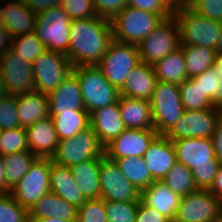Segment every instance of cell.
<instances>
[{
  "label": "cell",
  "instance_id": "cell-54",
  "mask_svg": "<svg viewBox=\"0 0 222 222\" xmlns=\"http://www.w3.org/2000/svg\"><path fill=\"white\" fill-rule=\"evenodd\" d=\"M216 75L222 76V54L217 53L215 57V65L211 67Z\"/></svg>",
  "mask_w": 222,
  "mask_h": 222
},
{
  "label": "cell",
  "instance_id": "cell-15",
  "mask_svg": "<svg viewBox=\"0 0 222 222\" xmlns=\"http://www.w3.org/2000/svg\"><path fill=\"white\" fill-rule=\"evenodd\" d=\"M100 198L113 201L141 200V191L122 175L118 164L106 155L100 157Z\"/></svg>",
  "mask_w": 222,
  "mask_h": 222
},
{
  "label": "cell",
  "instance_id": "cell-39",
  "mask_svg": "<svg viewBox=\"0 0 222 222\" xmlns=\"http://www.w3.org/2000/svg\"><path fill=\"white\" fill-rule=\"evenodd\" d=\"M212 104L222 108V76L216 75L212 68L193 77Z\"/></svg>",
  "mask_w": 222,
  "mask_h": 222
},
{
  "label": "cell",
  "instance_id": "cell-20",
  "mask_svg": "<svg viewBox=\"0 0 222 222\" xmlns=\"http://www.w3.org/2000/svg\"><path fill=\"white\" fill-rule=\"evenodd\" d=\"M25 129L29 151L40 158H51L59 143L52 118L49 116Z\"/></svg>",
  "mask_w": 222,
  "mask_h": 222
},
{
  "label": "cell",
  "instance_id": "cell-40",
  "mask_svg": "<svg viewBox=\"0 0 222 222\" xmlns=\"http://www.w3.org/2000/svg\"><path fill=\"white\" fill-rule=\"evenodd\" d=\"M139 201L105 200L108 222H135Z\"/></svg>",
  "mask_w": 222,
  "mask_h": 222
},
{
  "label": "cell",
  "instance_id": "cell-18",
  "mask_svg": "<svg viewBox=\"0 0 222 222\" xmlns=\"http://www.w3.org/2000/svg\"><path fill=\"white\" fill-rule=\"evenodd\" d=\"M143 159L153 180L161 181L177 162L173 142L165 135H158L149 145Z\"/></svg>",
  "mask_w": 222,
  "mask_h": 222
},
{
  "label": "cell",
  "instance_id": "cell-21",
  "mask_svg": "<svg viewBox=\"0 0 222 222\" xmlns=\"http://www.w3.org/2000/svg\"><path fill=\"white\" fill-rule=\"evenodd\" d=\"M158 79L153 65L139 62L129 73L120 95L150 101Z\"/></svg>",
  "mask_w": 222,
  "mask_h": 222
},
{
  "label": "cell",
  "instance_id": "cell-58",
  "mask_svg": "<svg viewBox=\"0 0 222 222\" xmlns=\"http://www.w3.org/2000/svg\"><path fill=\"white\" fill-rule=\"evenodd\" d=\"M216 51H217V53L222 54V35H221V37H220L219 44H218V46H217Z\"/></svg>",
  "mask_w": 222,
  "mask_h": 222
},
{
  "label": "cell",
  "instance_id": "cell-41",
  "mask_svg": "<svg viewBox=\"0 0 222 222\" xmlns=\"http://www.w3.org/2000/svg\"><path fill=\"white\" fill-rule=\"evenodd\" d=\"M0 222H30L29 210L21 206L10 193H0Z\"/></svg>",
  "mask_w": 222,
  "mask_h": 222
},
{
  "label": "cell",
  "instance_id": "cell-1",
  "mask_svg": "<svg viewBox=\"0 0 222 222\" xmlns=\"http://www.w3.org/2000/svg\"><path fill=\"white\" fill-rule=\"evenodd\" d=\"M112 41L110 20L99 16L71 20L68 58L72 67L97 65Z\"/></svg>",
  "mask_w": 222,
  "mask_h": 222
},
{
  "label": "cell",
  "instance_id": "cell-2",
  "mask_svg": "<svg viewBox=\"0 0 222 222\" xmlns=\"http://www.w3.org/2000/svg\"><path fill=\"white\" fill-rule=\"evenodd\" d=\"M172 142L176 152V161L191 169L198 189L209 190L221 163L215 157L211 138L192 137Z\"/></svg>",
  "mask_w": 222,
  "mask_h": 222
},
{
  "label": "cell",
  "instance_id": "cell-38",
  "mask_svg": "<svg viewBox=\"0 0 222 222\" xmlns=\"http://www.w3.org/2000/svg\"><path fill=\"white\" fill-rule=\"evenodd\" d=\"M29 151L24 127L0 130V155Z\"/></svg>",
  "mask_w": 222,
  "mask_h": 222
},
{
  "label": "cell",
  "instance_id": "cell-33",
  "mask_svg": "<svg viewBox=\"0 0 222 222\" xmlns=\"http://www.w3.org/2000/svg\"><path fill=\"white\" fill-rule=\"evenodd\" d=\"M122 175L139 191L146 189L154 182L143 157H127L116 159Z\"/></svg>",
  "mask_w": 222,
  "mask_h": 222
},
{
  "label": "cell",
  "instance_id": "cell-50",
  "mask_svg": "<svg viewBox=\"0 0 222 222\" xmlns=\"http://www.w3.org/2000/svg\"><path fill=\"white\" fill-rule=\"evenodd\" d=\"M215 157L222 162V117L217 123L215 132L211 137Z\"/></svg>",
  "mask_w": 222,
  "mask_h": 222
},
{
  "label": "cell",
  "instance_id": "cell-44",
  "mask_svg": "<svg viewBox=\"0 0 222 222\" xmlns=\"http://www.w3.org/2000/svg\"><path fill=\"white\" fill-rule=\"evenodd\" d=\"M61 6L71 20L87 19L97 16L93 0H62Z\"/></svg>",
  "mask_w": 222,
  "mask_h": 222
},
{
  "label": "cell",
  "instance_id": "cell-25",
  "mask_svg": "<svg viewBox=\"0 0 222 222\" xmlns=\"http://www.w3.org/2000/svg\"><path fill=\"white\" fill-rule=\"evenodd\" d=\"M118 106L125 128L154 130L150 101L120 95Z\"/></svg>",
  "mask_w": 222,
  "mask_h": 222
},
{
  "label": "cell",
  "instance_id": "cell-29",
  "mask_svg": "<svg viewBox=\"0 0 222 222\" xmlns=\"http://www.w3.org/2000/svg\"><path fill=\"white\" fill-rule=\"evenodd\" d=\"M70 170L86 199L100 198V157L73 165Z\"/></svg>",
  "mask_w": 222,
  "mask_h": 222
},
{
  "label": "cell",
  "instance_id": "cell-51",
  "mask_svg": "<svg viewBox=\"0 0 222 222\" xmlns=\"http://www.w3.org/2000/svg\"><path fill=\"white\" fill-rule=\"evenodd\" d=\"M12 37L5 26L0 25V56L11 48Z\"/></svg>",
  "mask_w": 222,
  "mask_h": 222
},
{
  "label": "cell",
  "instance_id": "cell-57",
  "mask_svg": "<svg viewBox=\"0 0 222 222\" xmlns=\"http://www.w3.org/2000/svg\"><path fill=\"white\" fill-rule=\"evenodd\" d=\"M7 95L6 91H5V86L3 83V79H2V74L0 72V98Z\"/></svg>",
  "mask_w": 222,
  "mask_h": 222
},
{
  "label": "cell",
  "instance_id": "cell-26",
  "mask_svg": "<svg viewBox=\"0 0 222 222\" xmlns=\"http://www.w3.org/2000/svg\"><path fill=\"white\" fill-rule=\"evenodd\" d=\"M16 104L20 127L26 128L50 116L48 94L37 91L19 94Z\"/></svg>",
  "mask_w": 222,
  "mask_h": 222
},
{
  "label": "cell",
  "instance_id": "cell-9",
  "mask_svg": "<svg viewBox=\"0 0 222 222\" xmlns=\"http://www.w3.org/2000/svg\"><path fill=\"white\" fill-rule=\"evenodd\" d=\"M138 46L113 40L97 67L105 78L120 90L131 70L139 63Z\"/></svg>",
  "mask_w": 222,
  "mask_h": 222
},
{
  "label": "cell",
  "instance_id": "cell-12",
  "mask_svg": "<svg viewBox=\"0 0 222 222\" xmlns=\"http://www.w3.org/2000/svg\"><path fill=\"white\" fill-rule=\"evenodd\" d=\"M66 54L46 50L32 62L35 91L49 94L72 73Z\"/></svg>",
  "mask_w": 222,
  "mask_h": 222
},
{
  "label": "cell",
  "instance_id": "cell-37",
  "mask_svg": "<svg viewBox=\"0 0 222 222\" xmlns=\"http://www.w3.org/2000/svg\"><path fill=\"white\" fill-rule=\"evenodd\" d=\"M11 49L29 63L47 50L34 31L12 38Z\"/></svg>",
  "mask_w": 222,
  "mask_h": 222
},
{
  "label": "cell",
  "instance_id": "cell-56",
  "mask_svg": "<svg viewBox=\"0 0 222 222\" xmlns=\"http://www.w3.org/2000/svg\"><path fill=\"white\" fill-rule=\"evenodd\" d=\"M30 222H76V221H67L56 217H51V218H41V219H30Z\"/></svg>",
  "mask_w": 222,
  "mask_h": 222
},
{
  "label": "cell",
  "instance_id": "cell-49",
  "mask_svg": "<svg viewBox=\"0 0 222 222\" xmlns=\"http://www.w3.org/2000/svg\"><path fill=\"white\" fill-rule=\"evenodd\" d=\"M24 3L36 14L51 7L60 6L62 0H23Z\"/></svg>",
  "mask_w": 222,
  "mask_h": 222
},
{
  "label": "cell",
  "instance_id": "cell-19",
  "mask_svg": "<svg viewBox=\"0 0 222 222\" xmlns=\"http://www.w3.org/2000/svg\"><path fill=\"white\" fill-rule=\"evenodd\" d=\"M89 117L90 127L104 147L126 129L121 120L118 102L96 109L89 114Z\"/></svg>",
  "mask_w": 222,
  "mask_h": 222
},
{
  "label": "cell",
  "instance_id": "cell-6",
  "mask_svg": "<svg viewBox=\"0 0 222 222\" xmlns=\"http://www.w3.org/2000/svg\"><path fill=\"white\" fill-rule=\"evenodd\" d=\"M70 23L71 19L62 6H55L37 14L34 32L47 50L68 56Z\"/></svg>",
  "mask_w": 222,
  "mask_h": 222
},
{
  "label": "cell",
  "instance_id": "cell-60",
  "mask_svg": "<svg viewBox=\"0 0 222 222\" xmlns=\"http://www.w3.org/2000/svg\"><path fill=\"white\" fill-rule=\"evenodd\" d=\"M216 222H222V215L219 217V219Z\"/></svg>",
  "mask_w": 222,
  "mask_h": 222
},
{
  "label": "cell",
  "instance_id": "cell-23",
  "mask_svg": "<svg viewBox=\"0 0 222 222\" xmlns=\"http://www.w3.org/2000/svg\"><path fill=\"white\" fill-rule=\"evenodd\" d=\"M141 200L174 222L181 197L163 182L154 181L141 192Z\"/></svg>",
  "mask_w": 222,
  "mask_h": 222
},
{
  "label": "cell",
  "instance_id": "cell-27",
  "mask_svg": "<svg viewBox=\"0 0 222 222\" xmlns=\"http://www.w3.org/2000/svg\"><path fill=\"white\" fill-rule=\"evenodd\" d=\"M50 191L65 199L77 209L87 200L77 187L70 167L51 160Z\"/></svg>",
  "mask_w": 222,
  "mask_h": 222
},
{
  "label": "cell",
  "instance_id": "cell-13",
  "mask_svg": "<svg viewBox=\"0 0 222 222\" xmlns=\"http://www.w3.org/2000/svg\"><path fill=\"white\" fill-rule=\"evenodd\" d=\"M222 117V108L184 110L182 117L165 134L171 141L184 138H211Z\"/></svg>",
  "mask_w": 222,
  "mask_h": 222
},
{
  "label": "cell",
  "instance_id": "cell-4",
  "mask_svg": "<svg viewBox=\"0 0 222 222\" xmlns=\"http://www.w3.org/2000/svg\"><path fill=\"white\" fill-rule=\"evenodd\" d=\"M72 73L78 80L83 104L89 114L118 102L119 90L105 78L97 65L75 66Z\"/></svg>",
  "mask_w": 222,
  "mask_h": 222
},
{
  "label": "cell",
  "instance_id": "cell-48",
  "mask_svg": "<svg viewBox=\"0 0 222 222\" xmlns=\"http://www.w3.org/2000/svg\"><path fill=\"white\" fill-rule=\"evenodd\" d=\"M135 222H171L160 211L139 201Z\"/></svg>",
  "mask_w": 222,
  "mask_h": 222
},
{
  "label": "cell",
  "instance_id": "cell-16",
  "mask_svg": "<svg viewBox=\"0 0 222 222\" xmlns=\"http://www.w3.org/2000/svg\"><path fill=\"white\" fill-rule=\"evenodd\" d=\"M0 72L7 95L35 91L32 63L24 60L11 48L0 56Z\"/></svg>",
  "mask_w": 222,
  "mask_h": 222
},
{
  "label": "cell",
  "instance_id": "cell-42",
  "mask_svg": "<svg viewBox=\"0 0 222 222\" xmlns=\"http://www.w3.org/2000/svg\"><path fill=\"white\" fill-rule=\"evenodd\" d=\"M76 222H108L105 200L87 199L77 210Z\"/></svg>",
  "mask_w": 222,
  "mask_h": 222
},
{
  "label": "cell",
  "instance_id": "cell-59",
  "mask_svg": "<svg viewBox=\"0 0 222 222\" xmlns=\"http://www.w3.org/2000/svg\"><path fill=\"white\" fill-rule=\"evenodd\" d=\"M0 25L4 26V17H3V11H2L1 6H0Z\"/></svg>",
  "mask_w": 222,
  "mask_h": 222
},
{
  "label": "cell",
  "instance_id": "cell-34",
  "mask_svg": "<svg viewBox=\"0 0 222 222\" xmlns=\"http://www.w3.org/2000/svg\"><path fill=\"white\" fill-rule=\"evenodd\" d=\"M36 158L37 156L30 151L3 156L8 193L26 175Z\"/></svg>",
  "mask_w": 222,
  "mask_h": 222
},
{
  "label": "cell",
  "instance_id": "cell-30",
  "mask_svg": "<svg viewBox=\"0 0 222 222\" xmlns=\"http://www.w3.org/2000/svg\"><path fill=\"white\" fill-rule=\"evenodd\" d=\"M156 78L180 87L188 78L182 48L179 47L154 65Z\"/></svg>",
  "mask_w": 222,
  "mask_h": 222
},
{
  "label": "cell",
  "instance_id": "cell-55",
  "mask_svg": "<svg viewBox=\"0 0 222 222\" xmlns=\"http://www.w3.org/2000/svg\"><path fill=\"white\" fill-rule=\"evenodd\" d=\"M173 10L179 9L187 4V0H164Z\"/></svg>",
  "mask_w": 222,
  "mask_h": 222
},
{
  "label": "cell",
  "instance_id": "cell-35",
  "mask_svg": "<svg viewBox=\"0 0 222 222\" xmlns=\"http://www.w3.org/2000/svg\"><path fill=\"white\" fill-rule=\"evenodd\" d=\"M180 197L198 190L191 169L176 162L167 175L161 180Z\"/></svg>",
  "mask_w": 222,
  "mask_h": 222
},
{
  "label": "cell",
  "instance_id": "cell-11",
  "mask_svg": "<svg viewBox=\"0 0 222 222\" xmlns=\"http://www.w3.org/2000/svg\"><path fill=\"white\" fill-rule=\"evenodd\" d=\"M180 47V33L174 16L163 20L138 44L140 61L154 65Z\"/></svg>",
  "mask_w": 222,
  "mask_h": 222
},
{
  "label": "cell",
  "instance_id": "cell-47",
  "mask_svg": "<svg viewBox=\"0 0 222 222\" xmlns=\"http://www.w3.org/2000/svg\"><path fill=\"white\" fill-rule=\"evenodd\" d=\"M97 16L112 20L127 4V0H93Z\"/></svg>",
  "mask_w": 222,
  "mask_h": 222
},
{
  "label": "cell",
  "instance_id": "cell-3",
  "mask_svg": "<svg viewBox=\"0 0 222 222\" xmlns=\"http://www.w3.org/2000/svg\"><path fill=\"white\" fill-rule=\"evenodd\" d=\"M180 33V45L217 49L222 35V22L194 12L187 4L173 11Z\"/></svg>",
  "mask_w": 222,
  "mask_h": 222
},
{
  "label": "cell",
  "instance_id": "cell-5",
  "mask_svg": "<svg viewBox=\"0 0 222 222\" xmlns=\"http://www.w3.org/2000/svg\"><path fill=\"white\" fill-rule=\"evenodd\" d=\"M162 21L157 14L126 6L111 20L113 40L138 46Z\"/></svg>",
  "mask_w": 222,
  "mask_h": 222
},
{
  "label": "cell",
  "instance_id": "cell-46",
  "mask_svg": "<svg viewBox=\"0 0 222 222\" xmlns=\"http://www.w3.org/2000/svg\"><path fill=\"white\" fill-rule=\"evenodd\" d=\"M130 7L149 11L159 15L163 20L173 16V9L164 0H127Z\"/></svg>",
  "mask_w": 222,
  "mask_h": 222
},
{
  "label": "cell",
  "instance_id": "cell-53",
  "mask_svg": "<svg viewBox=\"0 0 222 222\" xmlns=\"http://www.w3.org/2000/svg\"><path fill=\"white\" fill-rule=\"evenodd\" d=\"M0 193H8L3 156L0 155Z\"/></svg>",
  "mask_w": 222,
  "mask_h": 222
},
{
  "label": "cell",
  "instance_id": "cell-45",
  "mask_svg": "<svg viewBox=\"0 0 222 222\" xmlns=\"http://www.w3.org/2000/svg\"><path fill=\"white\" fill-rule=\"evenodd\" d=\"M187 5L194 12L222 22V0H187Z\"/></svg>",
  "mask_w": 222,
  "mask_h": 222
},
{
  "label": "cell",
  "instance_id": "cell-52",
  "mask_svg": "<svg viewBox=\"0 0 222 222\" xmlns=\"http://www.w3.org/2000/svg\"><path fill=\"white\" fill-rule=\"evenodd\" d=\"M209 192L215 197L222 199V162L219 165L217 175L214 179V183L209 189Z\"/></svg>",
  "mask_w": 222,
  "mask_h": 222
},
{
  "label": "cell",
  "instance_id": "cell-43",
  "mask_svg": "<svg viewBox=\"0 0 222 222\" xmlns=\"http://www.w3.org/2000/svg\"><path fill=\"white\" fill-rule=\"evenodd\" d=\"M16 95H5L0 98V130L19 127Z\"/></svg>",
  "mask_w": 222,
  "mask_h": 222
},
{
  "label": "cell",
  "instance_id": "cell-24",
  "mask_svg": "<svg viewBox=\"0 0 222 222\" xmlns=\"http://www.w3.org/2000/svg\"><path fill=\"white\" fill-rule=\"evenodd\" d=\"M1 8L4 26L8 29L12 38L34 31L37 14L23 0H10Z\"/></svg>",
  "mask_w": 222,
  "mask_h": 222
},
{
  "label": "cell",
  "instance_id": "cell-8",
  "mask_svg": "<svg viewBox=\"0 0 222 222\" xmlns=\"http://www.w3.org/2000/svg\"><path fill=\"white\" fill-rule=\"evenodd\" d=\"M105 155V147L91 127L73 138L60 140L51 160L59 165L71 167L81 162Z\"/></svg>",
  "mask_w": 222,
  "mask_h": 222
},
{
  "label": "cell",
  "instance_id": "cell-32",
  "mask_svg": "<svg viewBox=\"0 0 222 222\" xmlns=\"http://www.w3.org/2000/svg\"><path fill=\"white\" fill-rule=\"evenodd\" d=\"M183 51L188 78L202 74L215 65L217 51L204 46L180 45Z\"/></svg>",
  "mask_w": 222,
  "mask_h": 222
},
{
  "label": "cell",
  "instance_id": "cell-31",
  "mask_svg": "<svg viewBox=\"0 0 222 222\" xmlns=\"http://www.w3.org/2000/svg\"><path fill=\"white\" fill-rule=\"evenodd\" d=\"M59 141L73 138L79 132L90 127V117L86 110H74V112H62L50 114Z\"/></svg>",
  "mask_w": 222,
  "mask_h": 222
},
{
  "label": "cell",
  "instance_id": "cell-36",
  "mask_svg": "<svg viewBox=\"0 0 222 222\" xmlns=\"http://www.w3.org/2000/svg\"><path fill=\"white\" fill-rule=\"evenodd\" d=\"M179 89L184 110H202L216 107L210 99L204 95L200 84H198L193 77L187 78Z\"/></svg>",
  "mask_w": 222,
  "mask_h": 222
},
{
  "label": "cell",
  "instance_id": "cell-22",
  "mask_svg": "<svg viewBox=\"0 0 222 222\" xmlns=\"http://www.w3.org/2000/svg\"><path fill=\"white\" fill-rule=\"evenodd\" d=\"M49 114L85 110L76 76L71 73L58 88L48 94Z\"/></svg>",
  "mask_w": 222,
  "mask_h": 222
},
{
  "label": "cell",
  "instance_id": "cell-17",
  "mask_svg": "<svg viewBox=\"0 0 222 222\" xmlns=\"http://www.w3.org/2000/svg\"><path fill=\"white\" fill-rule=\"evenodd\" d=\"M156 130L125 129L105 147V155L115 161L127 157H143L158 136Z\"/></svg>",
  "mask_w": 222,
  "mask_h": 222
},
{
  "label": "cell",
  "instance_id": "cell-10",
  "mask_svg": "<svg viewBox=\"0 0 222 222\" xmlns=\"http://www.w3.org/2000/svg\"><path fill=\"white\" fill-rule=\"evenodd\" d=\"M51 158L37 157L26 175L10 190L11 196L29 210L42 196L50 193Z\"/></svg>",
  "mask_w": 222,
  "mask_h": 222
},
{
  "label": "cell",
  "instance_id": "cell-28",
  "mask_svg": "<svg viewBox=\"0 0 222 222\" xmlns=\"http://www.w3.org/2000/svg\"><path fill=\"white\" fill-rule=\"evenodd\" d=\"M77 208L54 193L42 196L30 209L29 219L56 217L67 221L77 220Z\"/></svg>",
  "mask_w": 222,
  "mask_h": 222
},
{
  "label": "cell",
  "instance_id": "cell-14",
  "mask_svg": "<svg viewBox=\"0 0 222 222\" xmlns=\"http://www.w3.org/2000/svg\"><path fill=\"white\" fill-rule=\"evenodd\" d=\"M222 215V199L198 189L181 197L174 222H216Z\"/></svg>",
  "mask_w": 222,
  "mask_h": 222
},
{
  "label": "cell",
  "instance_id": "cell-7",
  "mask_svg": "<svg viewBox=\"0 0 222 222\" xmlns=\"http://www.w3.org/2000/svg\"><path fill=\"white\" fill-rule=\"evenodd\" d=\"M150 105L154 130L159 135H165L184 112L180 89L169 82L157 81Z\"/></svg>",
  "mask_w": 222,
  "mask_h": 222
}]
</instances>
